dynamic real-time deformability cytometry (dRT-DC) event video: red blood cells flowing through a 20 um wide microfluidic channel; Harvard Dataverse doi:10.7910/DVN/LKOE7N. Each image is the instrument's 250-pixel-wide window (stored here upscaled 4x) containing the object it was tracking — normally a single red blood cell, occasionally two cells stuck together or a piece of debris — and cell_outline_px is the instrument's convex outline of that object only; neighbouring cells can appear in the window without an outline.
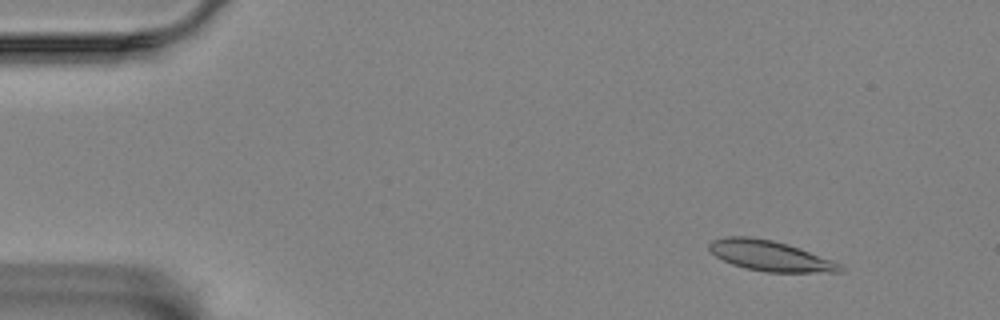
{"species": "Egyptian fruit bat (a non-hibernating species)", "species_latin": "Rousettus aegyptiacus", "temperature_condition": "room temperature", "stored_images_in_passage": 57, "camera_frame_rate_fps": 3000, "um_per_image_px": 0.085, "animal": {"sex": "female"}, "frame": {"image": 1, "passage_image": 6, "time_ms": 1.667, "image_size_px": [1000, 320], "cell_outline_px": [[844, 272], [764, 272], [744, 268], [732, 264], [716, 256], [708, 248], [708, 244], [712, 240], [724, 236], [748, 236], [772, 240], [788, 244], [800, 248], [832, 260], [840, 264], [844, 268]], "centroid_in_image_um": [65.45, 21.74], "position_along_channel_um": 19.6, "area_um2": 23.24}}
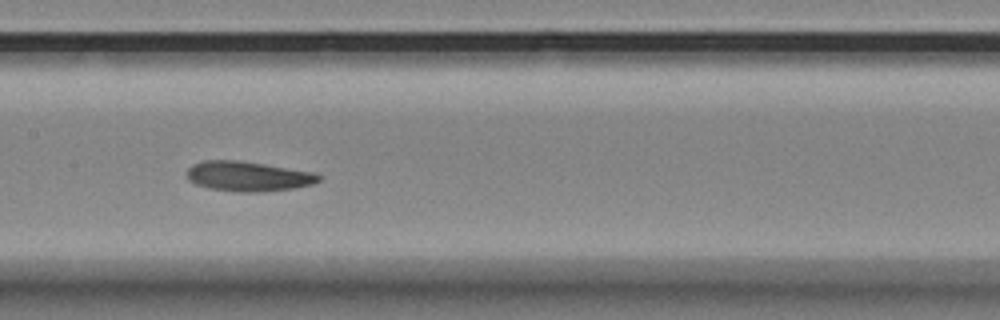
{"frame": {"image": 2, "passage_image": 28, "time_ms": 9.0, "image_size_px": [1000, 320], "cell_outline_px": [[320, 180], [312, 184], [296, 188], [256, 192], [236, 192], [208, 188], [196, 184], [188, 180], [188, 168], [192, 164], [204, 160], [236, 160], [264, 164], [312, 172], [320, 176]], "centroid_in_image_um": [21.05, 14.99], "position_along_channel_um": 186.3, "area_um2": 22.83}}
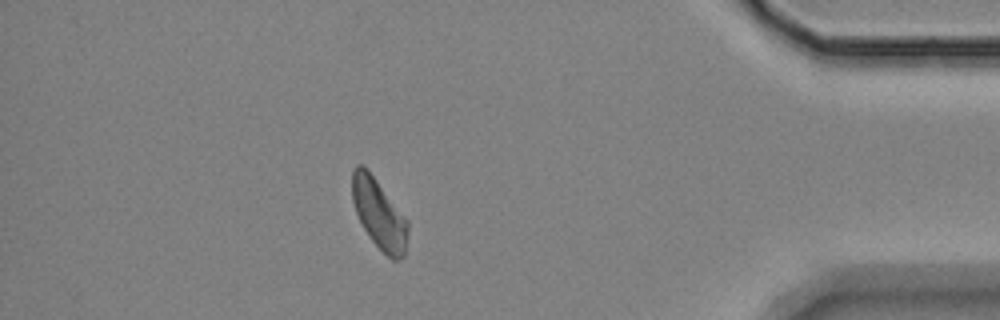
{"frame": {"image": 3, "passage_image": 50, "time_ms": 16.333, "image_size_px": [1000, 320], "cell_outline_px": [[408, 228], [404, 256], [400, 260], [392, 260], [372, 240], [364, 228], [356, 212], [352, 200], [352, 168], [356, 164], [364, 164], [368, 168], [408, 220]], "centroid_in_image_um": [32.21, 18.13], "position_along_channel_um": 403.0, "area_um2": 22.66}, "authors_computed_cell_mechanics": {"area_um2": 22.831, "velocity_mm_per_s": 3.5006, "shape_relaxation_time_tau1_ms": 6.4096, "shape_relaxation_time_tau2_ms": 3.5562, "deformation_change_tau1": 0.1369, "deformation_change_tau2": 0.1031}}